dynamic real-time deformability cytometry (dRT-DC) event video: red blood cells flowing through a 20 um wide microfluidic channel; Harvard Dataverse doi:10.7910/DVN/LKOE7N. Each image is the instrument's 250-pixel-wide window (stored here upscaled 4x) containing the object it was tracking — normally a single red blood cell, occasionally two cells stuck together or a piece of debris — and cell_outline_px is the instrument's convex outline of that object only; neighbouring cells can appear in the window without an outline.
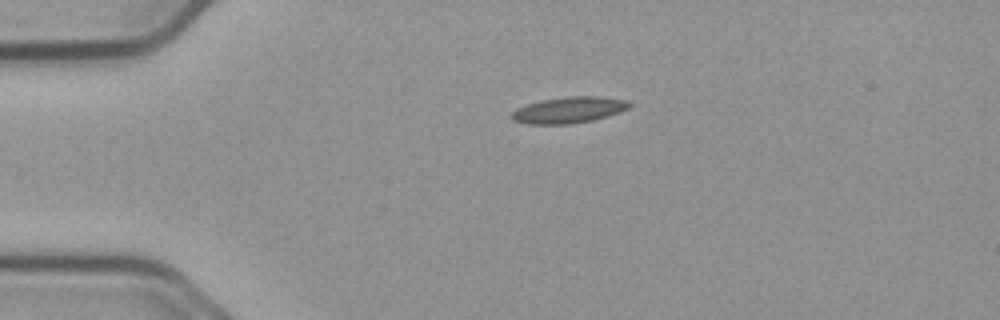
{"species": "common noctule bat (a hibernating species)", "species_latin": "Nyctalus noctula", "temperature_condition": "cold", "stored_images_in_passage": 34, "camera_frame_rate_fps": 3000, "um_per_image_px": 0.085, "animal": {"sex": "male", "body_mass_g": 23.1, "forearm_length_mm": 52.7}, "frame": {"image": 1, "passage_image": 1, "time_ms": 0.0, "image_size_px": [1000, 320], "cell_outline_px": [[632, 104], [628, 108], [620, 112], [608, 116], [592, 120], [568, 124], [528, 124], [512, 120], [512, 112], [516, 108], [540, 100], [568, 96], [596, 96], [628, 100]], "centroid_in_image_um": [48.36, 9.34], "position_along_channel_um": 36.6, "area_um2": 17.98}}
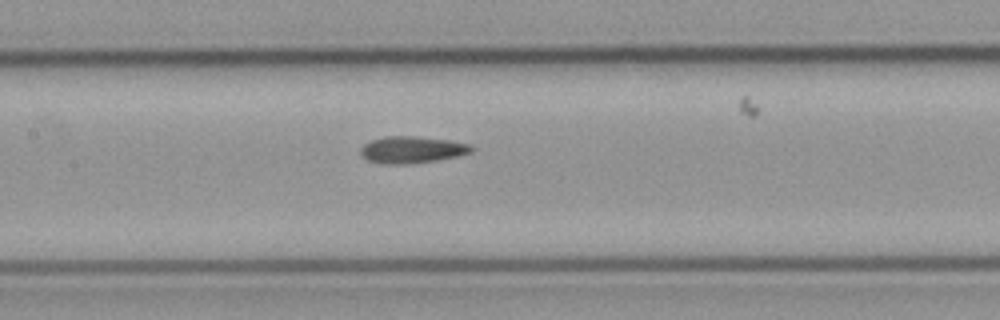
{"frame": {"image": 2, "passage_image": 15, "time_ms": 4.667, "image_size_px": [1000, 320], "cell_outline_px": [[476, 148], [472, 152], [456, 156], [436, 160], [412, 164], [380, 164], [368, 160], [360, 156], [360, 148], [364, 144], [372, 140], [384, 136], [416, 136], [448, 140], [472, 144]], "centroid_in_image_um": [35.01, 12.73], "position_along_channel_um": 172.4, "area_um2": 17.57}}
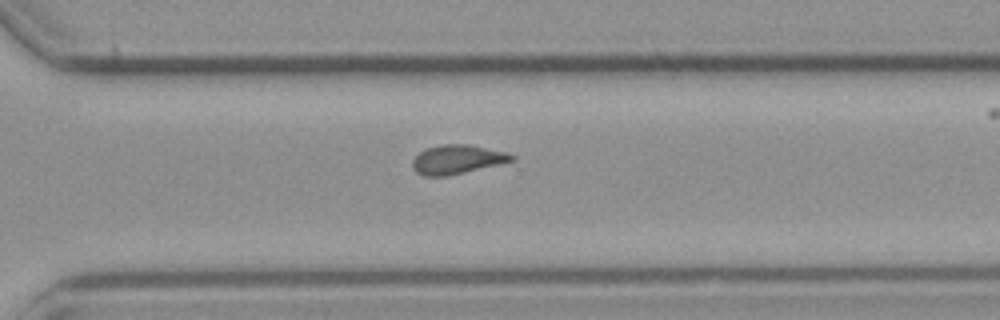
{"frame": {"image": 3, "passage_image": 28, "time_ms": 9.0, "image_size_px": [1000, 320], "cell_outline_px": [[516, 160], [500, 164], [448, 176], [424, 176], [416, 172], [412, 168], [412, 160], [424, 148], [440, 144], [468, 144], [508, 152], [516, 156]], "centroid_in_image_um": [38.87, 13.54], "position_along_channel_um": 331.7, "area_um2": 17.05}}